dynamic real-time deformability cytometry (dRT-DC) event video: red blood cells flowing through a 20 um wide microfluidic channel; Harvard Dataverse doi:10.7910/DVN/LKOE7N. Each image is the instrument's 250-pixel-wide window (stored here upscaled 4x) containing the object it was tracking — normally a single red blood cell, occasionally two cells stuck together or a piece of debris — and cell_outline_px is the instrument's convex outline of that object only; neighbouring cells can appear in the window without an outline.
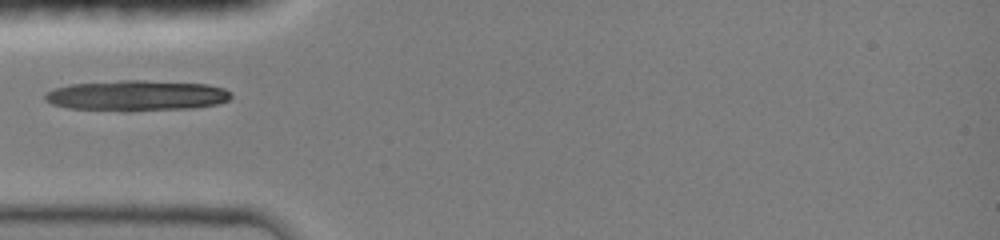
{"species": "common noctule bat (a hibernating species)", "species_latin": "Nyctalus noctula", "temperature_condition": "room temperature", "stored_images_in_passage": 26, "camera_frame_rate_fps": 3000, "um_per_image_px": 0.085, "animal": {"sex": "female", "body_mass_g": 19.0, "forearm_length_mm": 51.5}, "frame": {"image": 1, "passage_image": 1, "time_ms": 0.0, "image_size_px": [1000, 240], "cell_outline_px": [[232, 96], [228, 100], [216, 104], [192, 108], [128, 112], [124, 112], [68, 108], [52, 104], [44, 100], [44, 92], [56, 88], [72, 84], [120, 80], [144, 80], [208, 84], [224, 88], [232, 92]], "centroid_in_image_um": [11.6, 8.14], "position_along_channel_um": 73.4, "area_um2": 33.7}}
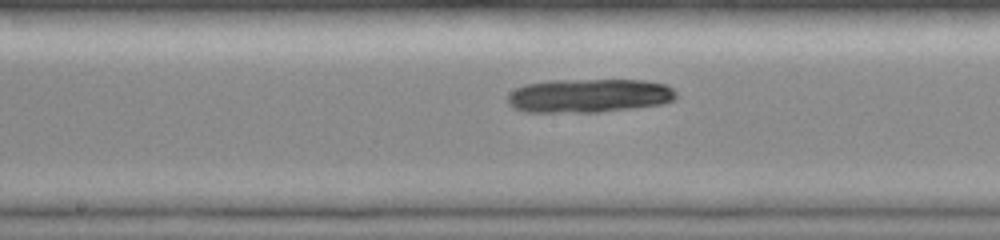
{"frame": {"image": 2, "passage_image": 12, "time_ms": 3.0, "image_size_px": [1000, 240], "cell_outline_px": [[676, 96], [672, 100], [664, 104], [600, 112], [524, 112], [512, 108], [508, 104], [508, 92], [524, 84], [548, 80], [644, 80], [668, 84], [676, 92]], "centroid_in_image_um": [50.04, 8.13], "position_along_channel_um": 198.2, "area_um2": 33.58}}
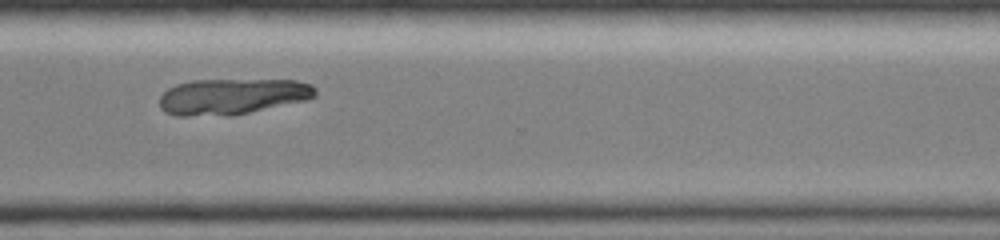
{"frame": {"image": 3, "passage_image": 25, "time_ms": 6.667, "image_size_px": [1000, 240], "cell_outline_px": [[316, 96], [308, 100], [228, 116], [176, 116], [164, 112], [160, 108], [160, 96], [168, 88], [176, 84], [192, 80], [296, 80], [312, 84], [316, 88]], "centroid_in_image_um": [19.73, 8.2], "position_along_channel_um": 350.9, "area_um2": 32.89}}